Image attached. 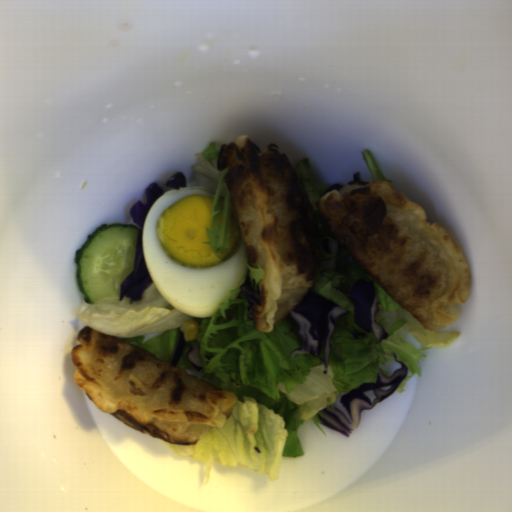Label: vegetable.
Here are the masks:
<instances>
[{"label":"vegetable","instance_id":"add77e79","mask_svg":"<svg viewBox=\"0 0 512 512\" xmlns=\"http://www.w3.org/2000/svg\"><path fill=\"white\" fill-rule=\"evenodd\" d=\"M247 276L233 288L216 308L211 318L188 316L167 301L156 284L145 289L140 302L130 297L102 298L93 304L85 301L77 318L83 326L116 336L146 349L167 361L172 359L178 329L183 322L198 323L195 342L199 348L202 370L187 359L191 349L184 340L176 367L208 381L220 389L232 391L237 402L222 412L223 426L212 428L196 444L176 445L163 442L177 457L201 460L210 482L214 464L243 466L277 481L282 458L304 455L298 429L311 420L324 436L321 412L340 397L364 383L376 384L379 369L387 377L408 367L407 376L393 390L403 394L413 375L421 376L423 350L448 346L460 337V331L442 328L428 330L419 320L374 281L338 243L335 269L319 265L308 290L347 310L336 321L326 374L321 358L291 352L300 348L298 336L285 317L271 332L257 329L248 317L250 301L241 291L247 285L261 295L265 272L245 264ZM372 280L380 302L375 322L389 334L379 342L371 332L354 323L353 305L348 294L358 279Z\"/></svg>","mask_w":512,"mask_h":512},{"label":"vegetable","instance_id":"ea0f7189","mask_svg":"<svg viewBox=\"0 0 512 512\" xmlns=\"http://www.w3.org/2000/svg\"><path fill=\"white\" fill-rule=\"evenodd\" d=\"M220 146L212 142L200 153H195V164L192 167L195 182L187 188H199L213 195L211 225L205 231L208 242L203 244L209 245L212 253L223 255L230 250V240L237 234L230 229L234 207L225 179L230 165L218 171Z\"/></svg>","mask_w":512,"mask_h":512},{"label":"vegetable","instance_id":"f7b5029e","mask_svg":"<svg viewBox=\"0 0 512 512\" xmlns=\"http://www.w3.org/2000/svg\"><path fill=\"white\" fill-rule=\"evenodd\" d=\"M308 198L311 203L313 213L316 219L318 233H319V244H320V261H328L333 259L335 256L327 254L323 248V241L325 238L333 239L329 236L328 225L325 223L321 214L319 213L318 202L319 199L324 196L326 190L330 187L327 185H318L313 177L311 171L310 160L303 159L294 168Z\"/></svg>","mask_w":512,"mask_h":512},{"label":"vegetable","instance_id":"96ceb2fe","mask_svg":"<svg viewBox=\"0 0 512 512\" xmlns=\"http://www.w3.org/2000/svg\"><path fill=\"white\" fill-rule=\"evenodd\" d=\"M361 155L371 173L373 182L386 180V177L374 155L370 150H362Z\"/></svg>","mask_w":512,"mask_h":512}]
</instances>
